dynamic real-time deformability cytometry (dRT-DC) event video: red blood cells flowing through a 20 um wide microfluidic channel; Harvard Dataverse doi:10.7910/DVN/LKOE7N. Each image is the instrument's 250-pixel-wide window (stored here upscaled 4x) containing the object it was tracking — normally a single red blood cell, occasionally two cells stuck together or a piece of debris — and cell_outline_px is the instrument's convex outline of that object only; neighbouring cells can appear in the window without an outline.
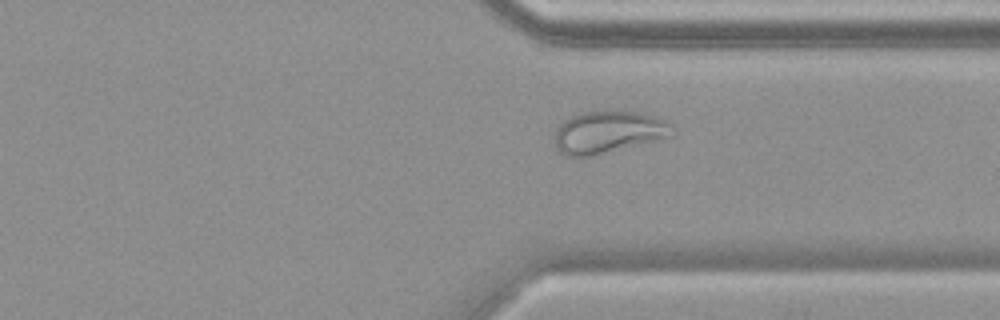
{"species": "common noctule bat (a hibernating species)", "species_latin": "Nyctalus noctula", "temperature_condition": "warm", "stored_images_in_passage": 41, "camera_frame_rate_fps": 3000, "um_per_image_px": 0.085, "animal": {"sex": "female", "body_mass_g": 19.9}, "frame": {"image": 1, "passage_image": 28, "time_ms": 9.0, "image_size_px": [1000, 320], "cell_outline_px": [[676, 136], [592, 156], [568, 156], [560, 152], [556, 148], [556, 128], [564, 120], [572, 116], [584, 112], [644, 112], [656, 116], [664, 120], [668, 124]], "centroid_in_image_um": [51.74, 11.24], "position_along_channel_um": 359.7, "area_um2": 28.73}}
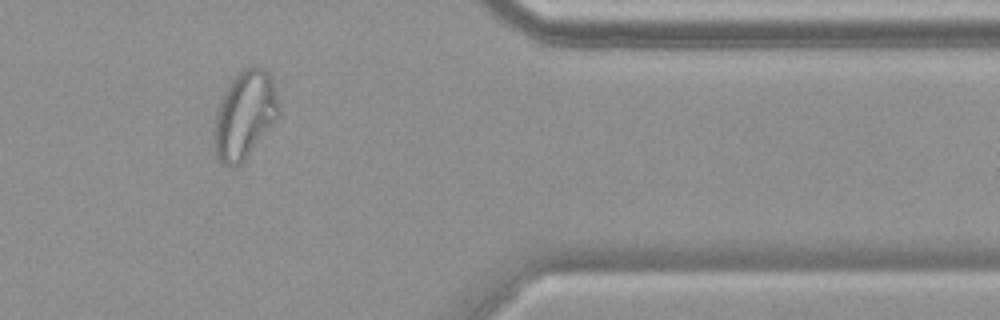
{"frame": {"image": 2, "passage_image": 32, "time_ms": 10.333, "image_size_px": [1000, 320], "cell_outline_px": [[280, 116], [244, 160], [240, 164], [228, 168], [216, 160], [212, 148], [212, 132], [216, 112], [220, 100], [224, 92], [232, 80], [244, 68], [256, 64], [264, 68], [268, 72], [280, 108]], "centroid_in_image_um": [20.75, 9.83], "position_along_channel_um": 390.7, "area_um2": 33.52}, "authors_computed_cell_mechanics": {"area_um2": 28.7266, "velocity_mm_per_s": 3.7535, "shape_relaxation_time_tau1_ms": null, "shape_relaxation_time_tau2_ms": 1.202, "deformation_change_tau1": null, "deformation_change_tau2": 0.0883}}